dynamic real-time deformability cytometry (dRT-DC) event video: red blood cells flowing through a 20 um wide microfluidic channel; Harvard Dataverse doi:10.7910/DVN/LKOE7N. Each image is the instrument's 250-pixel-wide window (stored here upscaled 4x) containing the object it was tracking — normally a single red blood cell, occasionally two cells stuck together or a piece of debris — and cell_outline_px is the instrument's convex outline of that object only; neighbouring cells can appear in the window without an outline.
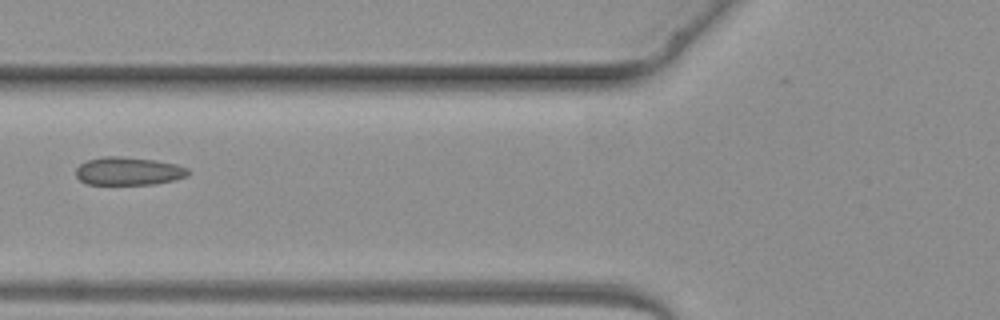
{"species": "common noctule bat (a hibernating species)", "species_latin": "Nyctalus noctula", "temperature_condition": "warm", "stored_images_in_passage": 2, "camera_frame_rate_fps": 3000, "um_per_image_px": 0.085, "animal": {"sex": "female", "body_mass_g": 19.3, "forearm_length_mm": 54.1}, "frame": {"image": 1, "passage_image": 2, "time_ms": 1.0, "image_size_px": [1000, 320], "cell_outline_px": [[188, 176], [156, 184], [88, 184], [80, 180], [76, 176], [76, 168], [80, 164], [88, 160], [104, 156], [120, 156], [156, 160], [176, 164], [188, 168]], "centroid_in_image_um": [10.91, 14.54], "position_along_channel_um": 114.9, "area_um2": 18.32}}